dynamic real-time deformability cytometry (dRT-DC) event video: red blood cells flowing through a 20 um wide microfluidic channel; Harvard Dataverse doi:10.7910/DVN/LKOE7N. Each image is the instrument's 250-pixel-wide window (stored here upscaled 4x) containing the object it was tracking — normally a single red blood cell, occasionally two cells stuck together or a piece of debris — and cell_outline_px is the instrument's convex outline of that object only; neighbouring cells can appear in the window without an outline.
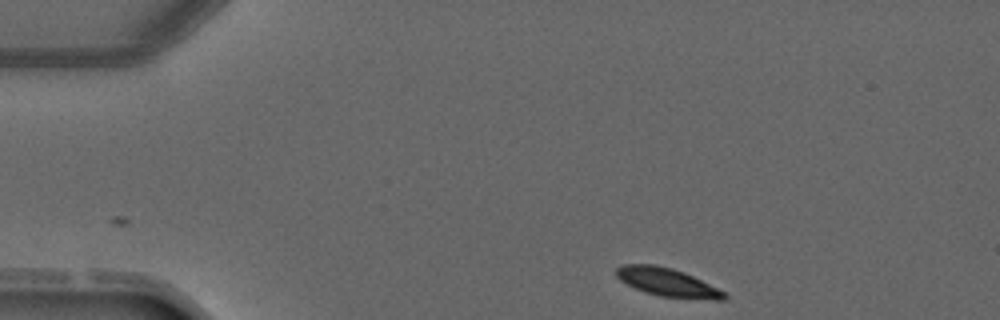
{"species": "common noctule bat (a hibernating species)", "species_latin": "Nyctalus noctula", "temperature_condition": "warm", "stored_images_in_passage": 3, "camera_frame_rate_fps": 3000, "um_per_image_px": 0.085, "animal": {"sex": "male", "forearm_length_mm": 52.5}, "frame": {"image": 1, "passage_image": 1, "time_ms": 0.0, "image_size_px": [1000, 320], "cell_outline_px": [[728, 296], [724, 300], [712, 300], [660, 296], [644, 292], [620, 280], [616, 276], [616, 268], [624, 264], [652, 264], [672, 268], [684, 272], [728, 292]], "centroid_in_image_um": [56.79, 24.0], "position_along_channel_um": 28.2, "area_um2": 17.92}}
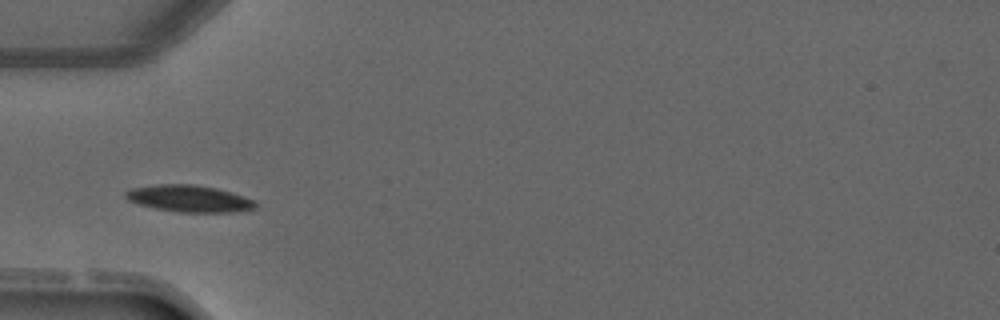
{"frame": {"image": 2, "passage_image": 3, "time_ms": 2.333, "image_size_px": [1000, 320], "cell_outline_px": [[260, 204], [256, 208], [232, 212], [176, 212], [136, 204], [128, 200], [124, 196], [124, 192], [132, 188], [160, 184], [192, 184], [216, 188], [232, 192], [256, 200]], "centroid_in_image_um": [16.11, 16.88], "position_along_channel_um": 68.9, "area_um2": 20.46}}